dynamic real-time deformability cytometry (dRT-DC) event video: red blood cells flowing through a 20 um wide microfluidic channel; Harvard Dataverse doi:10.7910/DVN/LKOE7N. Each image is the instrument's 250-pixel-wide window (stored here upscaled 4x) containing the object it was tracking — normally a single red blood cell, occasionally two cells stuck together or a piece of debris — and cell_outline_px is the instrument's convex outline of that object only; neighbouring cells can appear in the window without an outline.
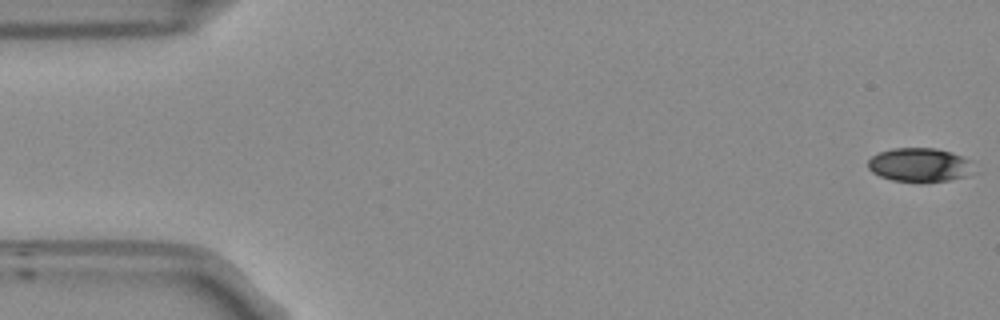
{"species": "Egyptian fruit bat (a non-hibernating species)", "species_latin": "Rousettus aegyptiacus", "temperature_condition": "room temperature", "stored_images_in_passage": 50, "camera_frame_rate_fps": 3000, "um_per_image_px": 0.085, "frame": {"image": 1, "passage_image": 1, "time_ms": 0.0, "image_size_px": [1000, 320], "cell_outline_px": [[968, 160], [964, 176], [948, 180], [924, 184], [892, 180], [880, 176], [872, 172], [868, 168], [868, 160], [872, 156], [880, 152], [892, 148], [936, 148], [960, 156]], "centroid_in_image_um": [78.01, 14.04], "position_along_channel_um": 7.0, "area_um2": 20.46}}
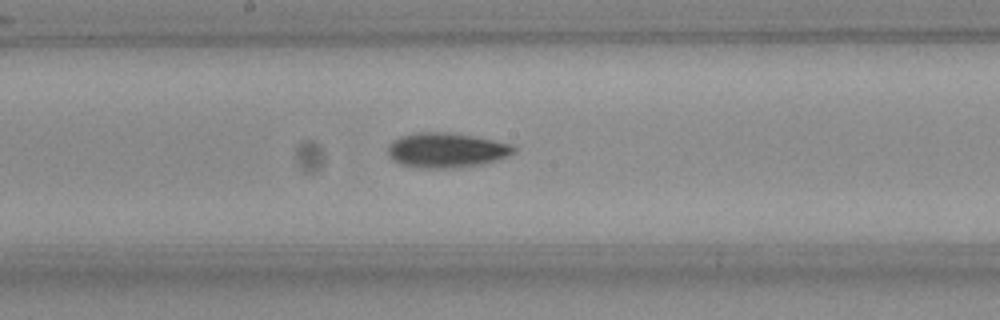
{"frame": {"image": 2, "passage_image": 28, "time_ms": 9.0, "image_size_px": [1000, 320], "cell_outline_px": [[516, 152], [508, 156], [484, 164], [460, 168], [420, 168], [400, 164], [388, 152], [388, 144], [400, 136], [416, 132], [448, 132], [472, 136], [512, 144], [516, 148]], "centroid_in_image_um": [37.97, 12.77], "position_along_channel_um": 210.2, "area_um2": 25.61}}
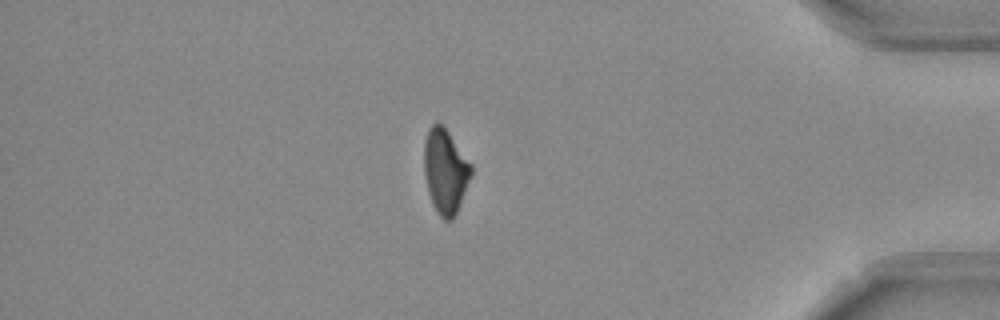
{"frame": {"image": 3, "passage_image": 46, "time_ms": 15.0, "image_size_px": [1000, 320], "cell_outline_px": [[472, 176], [456, 212], [452, 220], [444, 220], [436, 212], [432, 204], [428, 192], [424, 176], [424, 140], [428, 128], [436, 120], [448, 132], [472, 164]], "centroid_in_image_um": [37.84, 14.54], "position_along_channel_um": 397.4, "area_um2": 23.29}, "authors_computed_cell_mechanics": {"area_um2": 23.6691, "velocity_mm_per_s": 3.7631, "shape_relaxation_time_tau1_ms": 4.7136, "shape_relaxation_time_tau2_ms": null, "deformation_change_tau1": 0.1486, "deformation_change_tau2": null}}